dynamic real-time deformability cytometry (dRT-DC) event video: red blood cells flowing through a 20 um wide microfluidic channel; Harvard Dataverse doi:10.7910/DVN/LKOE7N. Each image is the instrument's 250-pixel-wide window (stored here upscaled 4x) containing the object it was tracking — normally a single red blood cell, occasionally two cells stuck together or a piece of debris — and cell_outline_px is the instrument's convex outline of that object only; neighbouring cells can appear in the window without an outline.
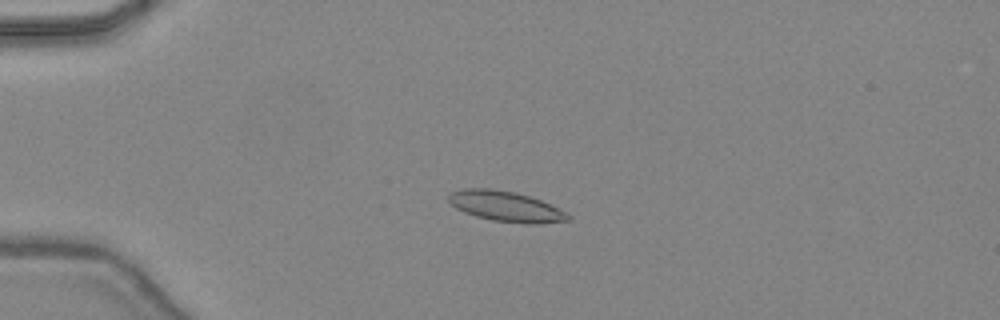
{"species": "common noctule bat (a hibernating species)", "species_latin": "Nyctalus noctula", "temperature_condition": "warm", "stored_images_in_passage": 46, "camera_frame_rate_fps": 3000, "um_per_image_px": 0.085, "animal": {"sex": "female", "body_mass_g": 24.6, "forearm_length_mm": 56.2}, "frame": {"image": 1, "passage_image": 12, "time_ms": 3.667, "image_size_px": [1000, 320], "cell_outline_px": [[572, 216], [568, 220], [536, 224], [528, 224], [492, 220], [476, 216], [464, 212], [456, 208], [448, 200], [448, 196], [452, 192], [464, 188], [488, 188], [516, 192], [540, 200]], "centroid_in_image_um": [42.95, 17.54], "position_along_channel_um": 42.0, "area_um2": 20.81}}
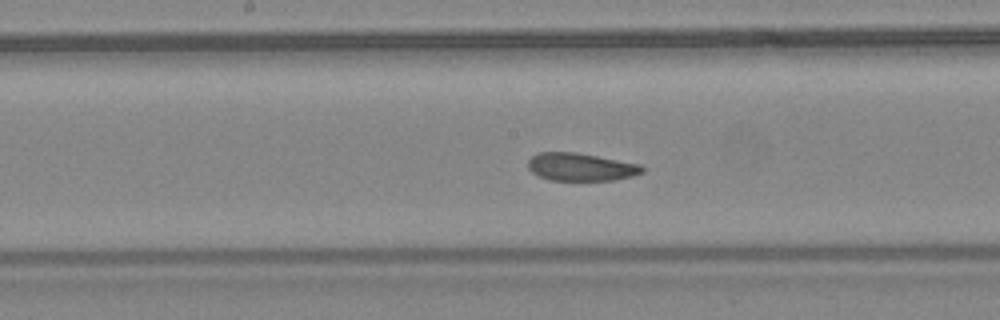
{"frame": {"image": 2, "passage_image": 25, "time_ms": 8.0, "image_size_px": [1000, 320], "cell_outline_px": [[644, 172], [632, 176], [612, 180], [548, 180], [532, 172], [528, 168], [528, 160], [532, 156], [540, 152], [576, 152], [640, 164], [644, 168]], "centroid_in_image_um": [49.36, 14.19], "position_along_channel_um": 198.8, "area_um2": 18.44}}
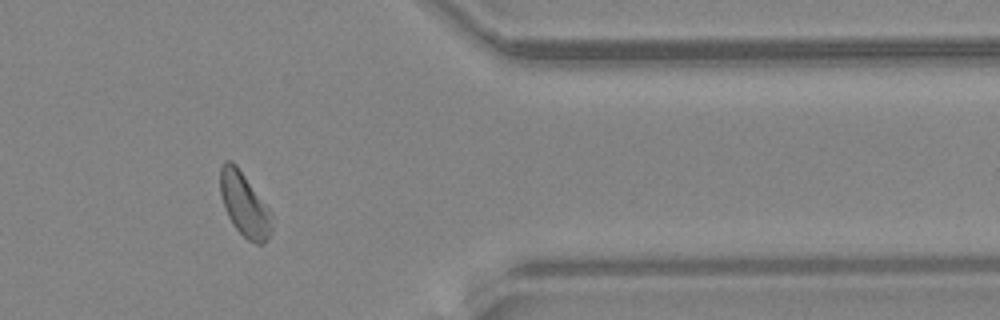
{"frame": {"image": 3, "passage_image": 39, "time_ms": 12.667, "image_size_px": [1000, 320], "cell_outline_px": [[272, 228], [264, 244], [256, 244], [248, 240], [232, 224], [224, 208], [220, 196], [220, 168], [224, 160], [232, 160], [236, 164], [272, 212]], "centroid_in_image_um": [20.76, 17.37], "position_along_channel_um": 390.6, "area_um2": 19.31}, "authors_computed_cell_mechanics": {"area_um2": 19.5653, "velocity_mm_per_s": 4.4492, "shape_relaxation_time_tau1_ms": 5.2142, "shape_relaxation_time_tau2_ms": 3.0779, "deformation_change_tau1": 0.1257, "deformation_change_tau2": 0.1}}